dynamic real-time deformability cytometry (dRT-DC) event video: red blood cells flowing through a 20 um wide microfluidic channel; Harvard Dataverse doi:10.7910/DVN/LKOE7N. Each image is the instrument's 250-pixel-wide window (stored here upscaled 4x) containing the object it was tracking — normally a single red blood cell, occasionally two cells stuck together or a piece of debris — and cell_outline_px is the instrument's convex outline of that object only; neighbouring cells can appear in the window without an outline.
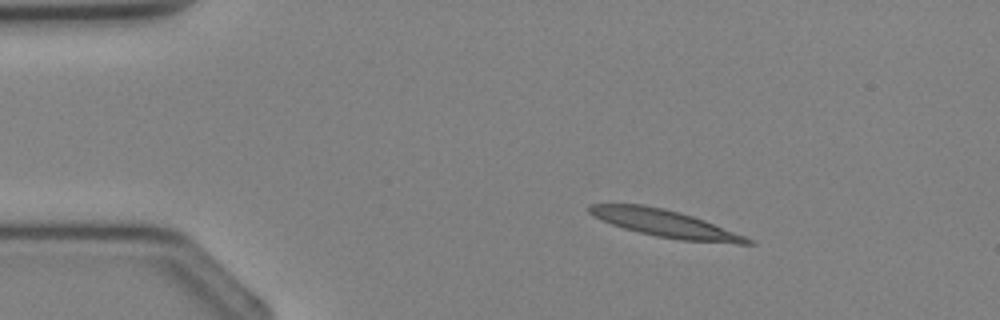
{"species": "Egyptian fruit bat (a non-hibernating species)", "species_latin": "Rousettus aegyptiacus", "temperature_condition": "cold", "stored_images_in_passage": 2, "camera_frame_rate_fps": 3000, "um_per_image_px": 0.085, "animal": {"sex": "female"}, "frame": {"image": 1, "passage_image": 1, "time_ms": 0.0, "image_size_px": [1000, 320], "cell_outline_px": [[756, 244], [736, 244], [680, 240], [656, 236], [624, 228], [612, 224], [588, 212], [588, 204], [640, 204], [664, 208], [680, 212], [704, 220], [744, 236], [752, 240]], "centroid_in_image_um": [56.56, 19.0], "position_along_channel_um": 28.4, "area_um2": 24.74}}